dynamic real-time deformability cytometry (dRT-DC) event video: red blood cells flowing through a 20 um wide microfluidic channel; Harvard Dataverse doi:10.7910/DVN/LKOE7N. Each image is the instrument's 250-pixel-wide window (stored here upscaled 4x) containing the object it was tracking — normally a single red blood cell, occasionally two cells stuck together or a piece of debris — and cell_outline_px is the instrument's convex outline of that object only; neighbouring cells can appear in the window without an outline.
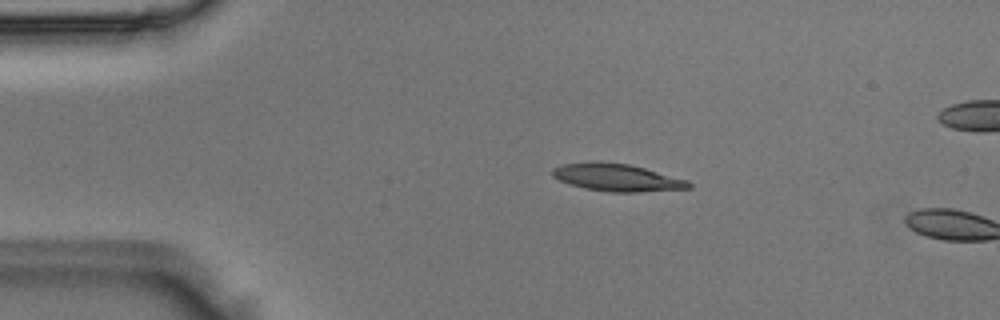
{"species": "Egyptian fruit bat (a non-hibernating species)", "species_latin": "Rousettus aegyptiacus", "temperature_condition": "room temperature", "stored_images_in_passage": 3, "camera_frame_rate_fps": 3000, "um_per_image_px": 0.085, "animal": {"sex": "male"}, "frame": {"image": 1, "passage_image": 2, "time_ms": 0.333, "image_size_px": [1000, 320], "cell_outline_px": [[692, 188], [636, 192], [608, 192], [584, 188], [568, 184], [552, 176], [552, 168], [564, 164], [628, 164], [644, 168], [688, 180], [692, 184]], "centroid_in_image_um": [52.49, 15.14], "position_along_channel_um": 32.5, "area_um2": 20.98}}